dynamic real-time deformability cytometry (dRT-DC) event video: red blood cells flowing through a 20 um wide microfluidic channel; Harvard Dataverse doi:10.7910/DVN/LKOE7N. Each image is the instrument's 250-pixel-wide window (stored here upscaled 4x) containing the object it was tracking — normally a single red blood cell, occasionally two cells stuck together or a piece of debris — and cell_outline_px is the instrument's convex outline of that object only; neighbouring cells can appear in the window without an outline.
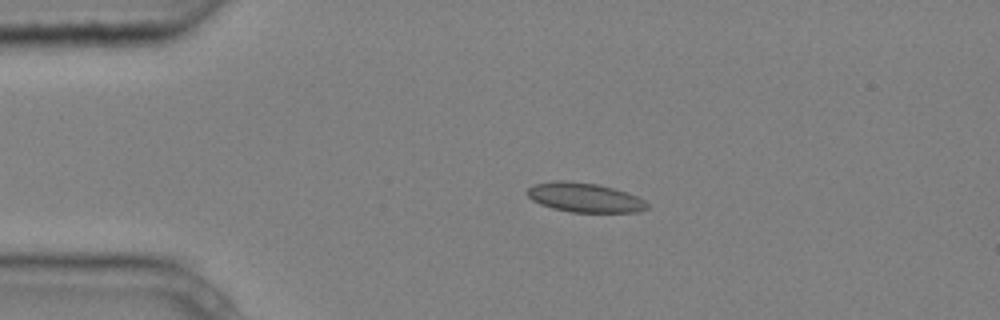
{"species": "common noctule bat (a hibernating species)", "species_latin": "Nyctalus noctula", "temperature_condition": "cold", "stored_images_in_passage": 4, "camera_frame_rate_fps": 3000, "um_per_image_px": 0.085, "animal": {"sex": "male", "body_mass_g": 20.4}, "frame": {"image": 1, "passage_image": 3, "time_ms": 0.667, "image_size_px": [1000, 320], "cell_outline_px": [[648, 208], [640, 212], [572, 212], [552, 208], [540, 204], [532, 200], [524, 192], [532, 184], [552, 180], [564, 180], [596, 184], [612, 188], [636, 196], [644, 200], [648, 204]], "centroid_in_image_um": [49.63, 16.78], "position_along_channel_um": 35.4, "area_um2": 20.58}}